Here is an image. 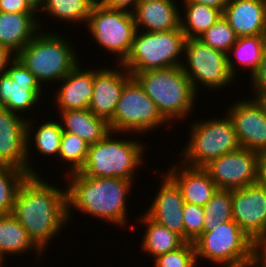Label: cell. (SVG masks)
<instances>
[{
  "instance_id": "obj_1",
  "label": "cell",
  "mask_w": 266,
  "mask_h": 267,
  "mask_svg": "<svg viewBox=\"0 0 266 267\" xmlns=\"http://www.w3.org/2000/svg\"><path fill=\"white\" fill-rule=\"evenodd\" d=\"M12 215L27 230L33 243L46 253L50 242L60 236L69 222L66 186L59 188L41 175H29L19 187Z\"/></svg>"
},
{
  "instance_id": "obj_2",
  "label": "cell",
  "mask_w": 266,
  "mask_h": 267,
  "mask_svg": "<svg viewBox=\"0 0 266 267\" xmlns=\"http://www.w3.org/2000/svg\"><path fill=\"white\" fill-rule=\"evenodd\" d=\"M63 176H66L65 180L67 178L66 184L69 183L66 186L69 224L76 210L119 228H125L126 224L130 227L127 202L132 185H135L134 179L93 178L79 172Z\"/></svg>"
},
{
  "instance_id": "obj_3",
  "label": "cell",
  "mask_w": 266,
  "mask_h": 267,
  "mask_svg": "<svg viewBox=\"0 0 266 267\" xmlns=\"http://www.w3.org/2000/svg\"><path fill=\"white\" fill-rule=\"evenodd\" d=\"M41 29L15 57L41 85L57 84L80 62L68 37ZM66 38V39H65ZM54 82V83H53ZM56 82V83H55Z\"/></svg>"
},
{
  "instance_id": "obj_4",
  "label": "cell",
  "mask_w": 266,
  "mask_h": 267,
  "mask_svg": "<svg viewBox=\"0 0 266 267\" xmlns=\"http://www.w3.org/2000/svg\"><path fill=\"white\" fill-rule=\"evenodd\" d=\"M133 77L171 125L193 114L198 94L181 66L147 70Z\"/></svg>"
},
{
  "instance_id": "obj_5",
  "label": "cell",
  "mask_w": 266,
  "mask_h": 267,
  "mask_svg": "<svg viewBox=\"0 0 266 267\" xmlns=\"http://www.w3.org/2000/svg\"><path fill=\"white\" fill-rule=\"evenodd\" d=\"M122 134L130 136L131 133L110 132L104 139L91 144L79 173L93 178L134 179L137 176L136 170L146 162L144 151L147 148L144 147L145 143L138 141V138L120 139Z\"/></svg>"
},
{
  "instance_id": "obj_6",
  "label": "cell",
  "mask_w": 266,
  "mask_h": 267,
  "mask_svg": "<svg viewBox=\"0 0 266 267\" xmlns=\"http://www.w3.org/2000/svg\"><path fill=\"white\" fill-rule=\"evenodd\" d=\"M185 41L181 27L158 32L136 30L130 52L121 64L132 76L147 70L181 66Z\"/></svg>"
},
{
  "instance_id": "obj_7",
  "label": "cell",
  "mask_w": 266,
  "mask_h": 267,
  "mask_svg": "<svg viewBox=\"0 0 266 267\" xmlns=\"http://www.w3.org/2000/svg\"><path fill=\"white\" fill-rule=\"evenodd\" d=\"M220 118H204L190 124L189 140L179 159L190 167H204L211 160L240 148L233 123L226 113Z\"/></svg>"
},
{
  "instance_id": "obj_8",
  "label": "cell",
  "mask_w": 266,
  "mask_h": 267,
  "mask_svg": "<svg viewBox=\"0 0 266 267\" xmlns=\"http://www.w3.org/2000/svg\"><path fill=\"white\" fill-rule=\"evenodd\" d=\"M194 245L197 264L205 259L221 267H249L257 246L234 220L203 232Z\"/></svg>"
},
{
  "instance_id": "obj_9",
  "label": "cell",
  "mask_w": 266,
  "mask_h": 267,
  "mask_svg": "<svg viewBox=\"0 0 266 267\" xmlns=\"http://www.w3.org/2000/svg\"><path fill=\"white\" fill-rule=\"evenodd\" d=\"M85 26L96 45H100L98 48H103L105 54L116 55L117 63L126 59L136 33L131 11L110 9L101 2H96Z\"/></svg>"
},
{
  "instance_id": "obj_10",
  "label": "cell",
  "mask_w": 266,
  "mask_h": 267,
  "mask_svg": "<svg viewBox=\"0 0 266 267\" xmlns=\"http://www.w3.org/2000/svg\"><path fill=\"white\" fill-rule=\"evenodd\" d=\"M167 124V125H166ZM111 132L145 135L166 125L173 127L158 111L139 82L132 77L124 86L122 95L109 121Z\"/></svg>"
},
{
  "instance_id": "obj_11",
  "label": "cell",
  "mask_w": 266,
  "mask_h": 267,
  "mask_svg": "<svg viewBox=\"0 0 266 267\" xmlns=\"http://www.w3.org/2000/svg\"><path fill=\"white\" fill-rule=\"evenodd\" d=\"M183 56L181 67L198 95L201 87L215 91L235 83L228 67L227 54L204 44L200 39L186 38Z\"/></svg>"
},
{
  "instance_id": "obj_12",
  "label": "cell",
  "mask_w": 266,
  "mask_h": 267,
  "mask_svg": "<svg viewBox=\"0 0 266 267\" xmlns=\"http://www.w3.org/2000/svg\"><path fill=\"white\" fill-rule=\"evenodd\" d=\"M47 92L22 63L15 57L0 74V106L12 112L25 115L35 110L38 100ZM33 108V109H32ZM24 112V113H23ZM26 112V113H25Z\"/></svg>"
},
{
  "instance_id": "obj_13",
  "label": "cell",
  "mask_w": 266,
  "mask_h": 267,
  "mask_svg": "<svg viewBox=\"0 0 266 267\" xmlns=\"http://www.w3.org/2000/svg\"><path fill=\"white\" fill-rule=\"evenodd\" d=\"M260 154L240 147L211 160L203 168L218 189H238L258 183Z\"/></svg>"
},
{
  "instance_id": "obj_14",
  "label": "cell",
  "mask_w": 266,
  "mask_h": 267,
  "mask_svg": "<svg viewBox=\"0 0 266 267\" xmlns=\"http://www.w3.org/2000/svg\"><path fill=\"white\" fill-rule=\"evenodd\" d=\"M245 98L228 103L224 113L233 123L240 147L261 154L266 152V105L261 99Z\"/></svg>"
},
{
  "instance_id": "obj_15",
  "label": "cell",
  "mask_w": 266,
  "mask_h": 267,
  "mask_svg": "<svg viewBox=\"0 0 266 267\" xmlns=\"http://www.w3.org/2000/svg\"><path fill=\"white\" fill-rule=\"evenodd\" d=\"M232 216L256 245H266V189L259 182L232 189Z\"/></svg>"
},
{
  "instance_id": "obj_16",
  "label": "cell",
  "mask_w": 266,
  "mask_h": 267,
  "mask_svg": "<svg viewBox=\"0 0 266 267\" xmlns=\"http://www.w3.org/2000/svg\"><path fill=\"white\" fill-rule=\"evenodd\" d=\"M114 69L102 66L95 69L93 94L89 110L108 122L113 118L125 84L133 77L121 64Z\"/></svg>"
},
{
  "instance_id": "obj_17",
  "label": "cell",
  "mask_w": 266,
  "mask_h": 267,
  "mask_svg": "<svg viewBox=\"0 0 266 267\" xmlns=\"http://www.w3.org/2000/svg\"><path fill=\"white\" fill-rule=\"evenodd\" d=\"M27 118L0 106V165L28 173Z\"/></svg>"
},
{
  "instance_id": "obj_18",
  "label": "cell",
  "mask_w": 266,
  "mask_h": 267,
  "mask_svg": "<svg viewBox=\"0 0 266 267\" xmlns=\"http://www.w3.org/2000/svg\"><path fill=\"white\" fill-rule=\"evenodd\" d=\"M161 178V185L153 201L149 204L145 214L153 221L167 227L184 239V224L182 210L184 198L177 184L165 173Z\"/></svg>"
},
{
  "instance_id": "obj_19",
  "label": "cell",
  "mask_w": 266,
  "mask_h": 267,
  "mask_svg": "<svg viewBox=\"0 0 266 267\" xmlns=\"http://www.w3.org/2000/svg\"><path fill=\"white\" fill-rule=\"evenodd\" d=\"M81 62L60 80L55 92L54 104L60 111L89 108L93 94L95 68H83ZM61 85V87H60Z\"/></svg>"
},
{
  "instance_id": "obj_20",
  "label": "cell",
  "mask_w": 266,
  "mask_h": 267,
  "mask_svg": "<svg viewBox=\"0 0 266 267\" xmlns=\"http://www.w3.org/2000/svg\"><path fill=\"white\" fill-rule=\"evenodd\" d=\"M166 174L180 188L186 203L205 206L218 189L203 167H190L178 161L170 165Z\"/></svg>"
},
{
  "instance_id": "obj_21",
  "label": "cell",
  "mask_w": 266,
  "mask_h": 267,
  "mask_svg": "<svg viewBox=\"0 0 266 267\" xmlns=\"http://www.w3.org/2000/svg\"><path fill=\"white\" fill-rule=\"evenodd\" d=\"M177 5L175 0H140L132 11L136 30L158 32L179 28L182 13Z\"/></svg>"
},
{
  "instance_id": "obj_22",
  "label": "cell",
  "mask_w": 266,
  "mask_h": 267,
  "mask_svg": "<svg viewBox=\"0 0 266 267\" xmlns=\"http://www.w3.org/2000/svg\"><path fill=\"white\" fill-rule=\"evenodd\" d=\"M223 17L238 37L266 35V0H230Z\"/></svg>"
},
{
  "instance_id": "obj_23",
  "label": "cell",
  "mask_w": 266,
  "mask_h": 267,
  "mask_svg": "<svg viewBox=\"0 0 266 267\" xmlns=\"http://www.w3.org/2000/svg\"><path fill=\"white\" fill-rule=\"evenodd\" d=\"M42 26L36 13L0 12V46L16 55Z\"/></svg>"
},
{
  "instance_id": "obj_24",
  "label": "cell",
  "mask_w": 266,
  "mask_h": 267,
  "mask_svg": "<svg viewBox=\"0 0 266 267\" xmlns=\"http://www.w3.org/2000/svg\"><path fill=\"white\" fill-rule=\"evenodd\" d=\"M46 118H48V120L43 123H38L39 124L38 127L37 125L35 126V124H37L35 118L34 119L27 118L26 131H27V156H28V174L29 175H40L41 173H43V171L37 172L38 168H36V165L35 167L32 166L33 164L31 161L33 158L31 156L32 154L31 151L33 150L31 148L32 146H30L31 143L33 142L35 143L33 144V146L34 148H36L35 150L39 152L38 155H45V157L49 156L48 157L49 160H50V157L54 158L56 156L55 158H58V155L60 152V144H61V138H62V132H63L61 123L59 120L55 121L52 119L50 121L49 117H46ZM31 140L32 141L34 140V141L32 142Z\"/></svg>"
},
{
  "instance_id": "obj_25",
  "label": "cell",
  "mask_w": 266,
  "mask_h": 267,
  "mask_svg": "<svg viewBox=\"0 0 266 267\" xmlns=\"http://www.w3.org/2000/svg\"><path fill=\"white\" fill-rule=\"evenodd\" d=\"M62 131L75 134L89 145L104 139L110 132L109 122L89 109L58 112Z\"/></svg>"
},
{
  "instance_id": "obj_26",
  "label": "cell",
  "mask_w": 266,
  "mask_h": 267,
  "mask_svg": "<svg viewBox=\"0 0 266 267\" xmlns=\"http://www.w3.org/2000/svg\"><path fill=\"white\" fill-rule=\"evenodd\" d=\"M33 252L39 262L43 256V252L30 239L27 230L12 215H0V254L6 258L13 255L21 256L24 253ZM6 255V256H4Z\"/></svg>"
},
{
  "instance_id": "obj_27",
  "label": "cell",
  "mask_w": 266,
  "mask_h": 267,
  "mask_svg": "<svg viewBox=\"0 0 266 267\" xmlns=\"http://www.w3.org/2000/svg\"><path fill=\"white\" fill-rule=\"evenodd\" d=\"M135 220L137 224L145 226L144 236L140 244V249L144 255L152 256L153 260L160 255L176 250L186 241L177 233L170 231L167 227L153 221L145 213Z\"/></svg>"
},
{
  "instance_id": "obj_28",
  "label": "cell",
  "mask_w": 266,
  "mask_h": 267,
  "mask_svg": "<svg viewBox=\"0 0 266 267\" xmlns=\"http://www.w3.org/2000/svg\"><path fill=\"white\" fill-rule=\"evenodd\" d=\"M266 46V35L238 37L235 44L227 53L228 67L231 75L237 79L238 70H245L251 77L260 65L263 50ZM234 58V59H233ZM236 65V66H235ZM240 67L237 69V67Z\"/></svg>"
},
{
  "instance_id": "obj_29",
  "label": "cell",
  "mask_w": 266,
  "mask_h": 267,
  "mask_svg": "<svg viewBox=\"0 0 266 267\" xmlns=\"http://www.w3.org/2000/svg\"><path fill=\"white\" fill-rule=\"evenodd\" d=\"M184 4L180 16V27L186 38H199L206 30L215 24L223 12L215 7L199 3Z\"/></svg>"
},
{
  "instance_id": "obj_30",
  "label": "cell",
  "mask_w": 266,
  "mask_h": 267,
  "mask_svg": "<svg viewBox=\"0 0 266 267\" xmlns=\"http://www.w3.org/2000/svg\"><path fill=\"white\" fill-rule=\"evenodd\" d=\"M96 2L94 0H45L44 6L39 12H43L48 17L63 21L68 25L78 23L86 25L91 9Z\"/></svg>"
},
{
  "instance_id": "obj_31",
  "label": "cell",
  "mask_w": 266,
  "mask_h": 267,
  "mask_svg": "<svg viewBox=\"0 0 266 267\" xmlns=\"http://www.w3.org/2000/svg\"><path fill=\"white\" fill-rule=\"evenodd\" d=\"M203 209V232L211 231L224 222L233 220L232 189H217Z\"/></svg>"
},
{
  "instance_id": "obj_32",
  "label": "cell",
  "mask_w": 266,
  "mask_h": 267,
  "mask_svg": "<svg viewBox=\"0 0 266 267\" xmlns=\"http://www.w3.org/2000/svg\"><path fill=\"white\" fill-rule=\"evenodd\" d=\"M89 144L72 133L62 132L60 152L58 155L59 163L69 164L65 167L66 175L79 172L86 161ZM68 169V170H67ZM67 170V171H66Z\"/></svg>"
},
{
  "instance_id": "obj_33",
  "label": "cell",
  "mask_w": 266,
  "mask_h": 267,
  "mask_svg": "<svg viewBox=\"0 0 266 267\" xmlns=\"http://www.w3.org/2000/svg\"><path fill=\"white\" fill-rule=\"evenodd\" d=\"M28 176L24 170L0 165V215L12 214L19 187Z\"/></svg>"
},
{
  "instance_id": "obj_34",
  "label": "cell",
  "mask_w": 266,
  "mask_h": 267,
  "mask_svg": "<svg viewBox=\"0 0 266 267\" xmlns=\"http://www.w3.org/2000/svg\"><path fill=\"white\" fill-rule=\"evenodd\" d=\"M198 39L210 47L228 53L238 36L228 21L223 17L206 30Z\"/></svg>"
},
{
  "instance_id": "obj_35",
  "label": "cell",
  "mask_w": 266,
  "mask_h": 267,
  "mask_svg": "<svg viewBox=\"0 0 266 267\" xmlns=\"http://www.w3.org/2000/svg\"><path fill=\"white\" fill-rule=\"evenodd\" d=\"M154 267H197L194 242H185L176 250L158 256L153 260Z\"/></svg>"
},
{
  "instance_id": "obj_36",
  "label": "cell",
  "mask_w": 266,
  "mask_h": 267,
  "mask_svg": "<svg viewBox=\"0 0 266 267\" xmlns=\"http://www.w3.org/2000/svg\"><path fill=\"white\" fill-rule=\"evenodd\" d=\"M182 214L184 224V240L186 242H194L203 233V206L185 202Z\"/></svg>"
},
{
  "instance_id": "obj_37",
  "label": "cell",
  "mask_w": 266,
  "mask_h": 267,
  "mask_svg": "<svg viewBox=\"0 0 266 267\" xmlns=\"http://www.w3.org/2000/svg\"><path fill=\"white\" fill-rule=\"evenodd\" d=\"M250 80V87L253 92H251V96L256 99H262L266 96V46L263 50L261 62L255 73L249 77ZM253 87V88H252Z\"/></svg>"
},
{
  "instance_id": "obj_38",
  "label": "cell",
  "mask_w": 266,
  "mask_h": 267,
  "mask_svg": "<svg viewBox=\"0 0 266 267\" xmlns=\"http://www.w3.org/2000/svg\"><path fill=\"white\" fill-rule=\"evenodd\" d=\"M0 12L35 13L25 0H0Z\"/></svg>"
},
{
  "instance_id": "obj_39",
  "label": "cell",
  "mask_w": 266,
  "mask_h": 267,
  "mask_svg": "<svg viewBox=\"0 0 266 267\" xmlns=\"http://www.w3.org/2000/svg\"><path fill=\"white\" fill-rule=\"evenodd\" d=\"M140 0H101L100 2L110 9L133 11Z\"/></svg>"
},
{
  "instance_id": "obj_40",
  "label": "cell",
  "mask_w": 266,
  "mask_h": 267,
  "mask_svg": "<svg viewBox=\"0 0 266 267\" xmlns=\"http://www.w3.org/2000/svg\"><path fill=\"white\" fill-rule=\"evenodd\" d=\"M249 267H266V245H257Z\"/></svg>"
},
{
  "instance_id": "obj_41",
  "label": "cell",
  "mask_w": 266,
  "mask_h": 267,
  "mask_svg": "<svg viewBox=\"0 0 266 267\" xmlns=\"http://www.w3.org/2000/svg\"><path fill=\"white\" fill-rule=\"evenodd\" d=\"M230 0H182L183 3H199L215 7L222 12Z\"/></svg>"
},
{
  "instance_id": "obj_42",
  "label": "cell",
  "mask_w": 266,
  "mask_h": 267,
  "mask_svg": "<svg viewBox=\"0 0 266 267\" xmlns=\"http://www.w3.org/2000/svg\"><path fill=\"white\" fill-rule=\"evenodd\" d=\"M15 58L7 48L0 46V74L5 71L8 64Z\"/></svg>"
},
{
  "instance_id": "obj_43",
  "label": "cell",
  "mask_w": 266,
  "mask_h": 267,
  "mask_svg": "<svg viewBox=\"0 0 266 267\" xmlns=\"http://www.w3.org/2000/svg\"><path fill=\"white\" fill-rule=\"evenodd\" d=\"M258 182L266 189V152L259 157Z\"/></svg>"
},
{
  "instance_id": "obj_44",
  "label": "cell",
  "mask_w": 266,
  "mask_h": 267,
  "mask_svg": "<svg viewBox=\"0 0 266 267\" xmlns=\"http://www.w3.org/2000/svg\"><path fill=\"white\" fill-rule=\"evenodd\" d=\"M25 2L38 15L44 6L45 0H25Z\"/></svg>"
},
{
  "instance_id": "obj_45",
  "label": "cell",
  "mask_w": 266,
  "mask_h": 267,
  "mask_svg": "<svg viewBox=\"0 0 266 267\" xmlns=\"http://www.w3.org/2000/svg\"><path fill=\"white\" fill-rule=\"evenodd\" d=\"M6 260L1 256V254H0V267H4V266H6V263L4 264V262H5Z\"/></svg>"
},
{
  "instance_id": "obj_46",
  "label": "cell",
  "mask_w": 266,
  "mask_h": 267,
  "mask_svg": "<svg viewBox=\"0 0 266 267\" xmlns=\"http://www.w3.org/2000/svg\"><path fill=\"white\" fill-rule=\"evenodd\" d=\"M261 100H262V101L264 102V104L266 105V96H264Z\"/></svg>"
}]
</instances>
